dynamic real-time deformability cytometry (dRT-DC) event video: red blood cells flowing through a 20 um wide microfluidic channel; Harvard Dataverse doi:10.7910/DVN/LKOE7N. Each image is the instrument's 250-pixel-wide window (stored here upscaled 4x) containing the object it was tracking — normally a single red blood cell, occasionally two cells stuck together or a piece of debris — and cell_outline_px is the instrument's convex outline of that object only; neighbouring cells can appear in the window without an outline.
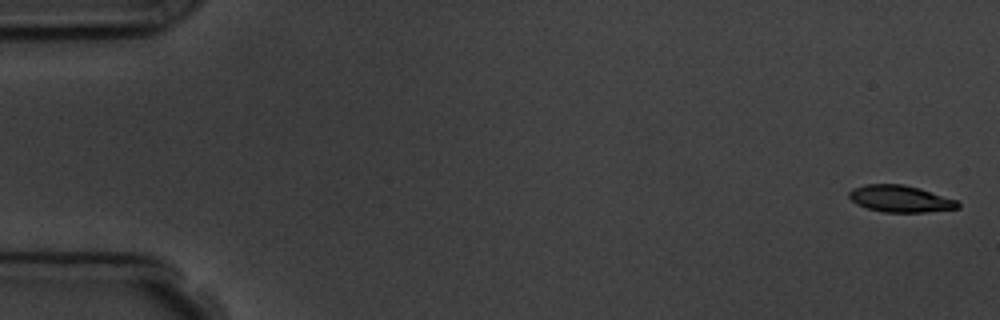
{"species": "common noctule bat (a hibernating species)", "species_latin": "Nyctalus noctula", "temperature_condition": "room temperature", "stored_images_in_passage": 7, "camera_frame_rate_fps": 3000, "um_per_image_px": 0.085, "animal": {"sex": "male", "body_mass_g": 19.5, "forearm_length_mm": 54.6}, "frame": {"image": 1, "passage_image": 1, "time_ms": 0.0, "image_size_px": [1000, 320], "cell_outline_px": [[960, 208], [924, 212], [884, 212], [868, 208], [856, 204], [848, 196], [848, 192], [852, 188], [864, 184], [904, 184], [920, 188], [956, 200], [960, 204]], "centroid_in_image_um": [76.5, 16.88], "position_along_channel_um": 8.5, "area_um2": 16.99}}
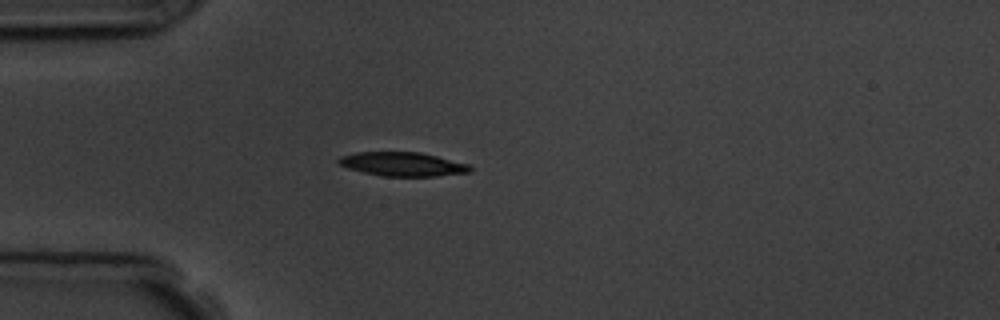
{"frame": {"image": 2, "passage_image": 5, "time_ms": 4.667, "image_size_px": [1000, 320], "cell_outline_px": [[472, 172], [436, 176], [384, 176], [364, 172], [348, 168], [340, 164], [336, 160], [340, 156], [356, 152], [420, 152], [468, 164], [472, 168]], "centroid_in_image_um": [34.22, 13.95], "position_along_channel_um": 50.8, "area_um2": 18.21}}